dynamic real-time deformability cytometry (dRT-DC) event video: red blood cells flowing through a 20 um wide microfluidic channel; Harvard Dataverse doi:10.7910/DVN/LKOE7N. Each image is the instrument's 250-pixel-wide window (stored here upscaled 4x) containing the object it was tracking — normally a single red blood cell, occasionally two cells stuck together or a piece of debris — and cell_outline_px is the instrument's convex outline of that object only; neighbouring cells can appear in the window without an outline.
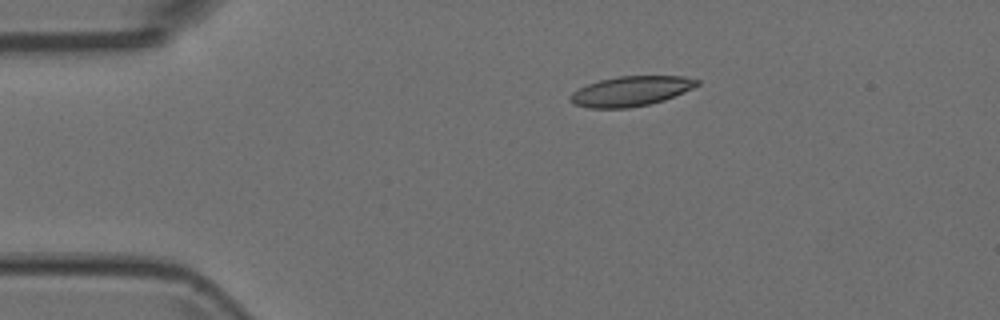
{"species": "Egyptian fruit bat (a non-hibernating species)", "species_latin": "Rousettus aegyptiacus", "temperature_condition": "room temperature", "stored_images_in_passage": 4, "camera_frame_rate_fps": 3000, "um_per_image_px": 0.085, "animal": {"sex": "female"}, "frame": {"image": 1, "passage_image": 3, "time_ms": 0.667, "image_size_px": [1000, 320], "cell_outline_px": [[700, 84], [684, 92], [664, 100], [648, 104], [628, 108], [588, 108], [572, 104], [568, 100], [568, 96], [572, 92], [588, 84], [600, 80], [620, 76], [684, 76], [700, 80]], "centroid_in_image_um": [53.6, 7.75], "position_along_channel_um": 31.4, "area_um2": 22.14}}